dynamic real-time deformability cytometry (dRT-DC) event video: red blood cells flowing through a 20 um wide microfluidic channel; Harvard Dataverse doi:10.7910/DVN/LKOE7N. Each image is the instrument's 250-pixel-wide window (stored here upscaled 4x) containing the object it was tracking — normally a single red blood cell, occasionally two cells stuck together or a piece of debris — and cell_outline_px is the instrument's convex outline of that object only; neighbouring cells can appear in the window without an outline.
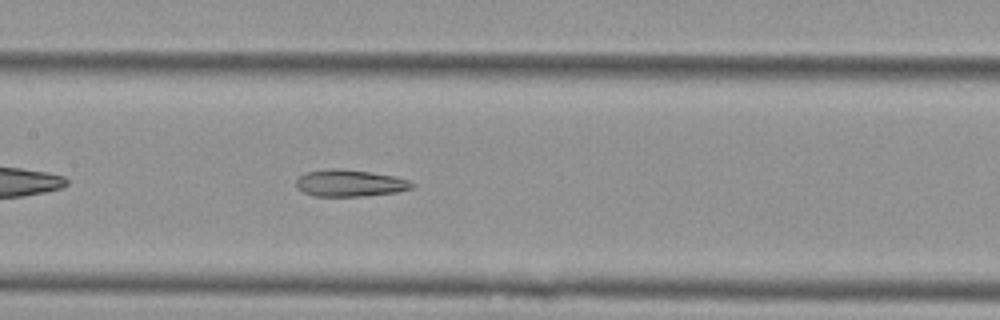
{"species": "Egyptian fruit bat (a non-hibernating species)", "species_latin": "Rousettus aegyptiacus", "temperature_condition": "cold", "stored_images_in_passage": 40, "camera_frame_rate_fps": 3000, "um_per_image_px": 0.085, "animal": {"sex": "female"}, "frame": {"image": 1, "passage_image": 12, "time_ms": 3.667, "image_size_px": [1000, 320], "cell_outline_px": [[416, 184], [412, 188], [396, 192], [364, 196], [312, 196], [296, 188], [296, 180], [300, 176], [308, 172], [336, 168], [340, 168], [396, 176], [408, 180]], "centroid_in_image_um": [29.75, 15.57], "position_along_channel_um": 177.7, "area_um2": 18.03}, "authors_computed_cell_mechanics": {"area_um2": 19.1318, "velocity_mm_per_s": 3.7655, "shape_relaxation_time_tau1_ms": null, "shape_relaxation_time_tau2_ms": 6.1852, "deformation_change_tau1": null, "deformation_change_tau2": 0.1336}}